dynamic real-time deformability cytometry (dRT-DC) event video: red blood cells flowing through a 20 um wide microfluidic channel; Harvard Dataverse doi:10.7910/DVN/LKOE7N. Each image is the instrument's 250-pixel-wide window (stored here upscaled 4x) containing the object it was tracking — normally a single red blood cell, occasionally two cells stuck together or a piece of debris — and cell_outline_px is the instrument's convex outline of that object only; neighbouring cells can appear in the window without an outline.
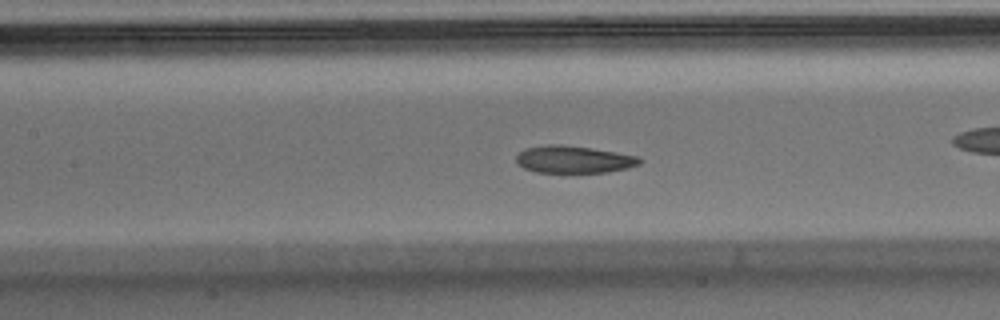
{"species": "Egyptian fruit bat (a non-hibernating species)", "species_latin": "Rousettus aegyptiacus", "temperature_condition": "warm", "stored_images_in_passage": 55, "camera_frame_rate_fps": 3000, "um_per_image_px": 0.085, "animal": {"sex": "male"}, "frame": {"image": 1, "passage_image": 24, "time_ms": 7.667, "image_size_px": [1000, 320], "cell_outline_px": [[640, 164], [628, 168], [608, 172], [536, 172], [524, 168], [516, 160], [516, 156], [524, 148], [548, 144], [564, 144], [592, 148], [616, 152], [636, 156], [640, 160]], "centroid_in_image_um": [48.75, 13.54], "position_along_channel_um": 158.7, "area_um2": 19.54}, "authors_computed_cell_mechanics": {"area_um2": 20.7502, "velocity_mm_per_s": 3.6954, "shape_relaxation_time_tau1_ms": 8.2639, "shape_relaxation_time_tau2_ms": 3.8001, "deformation_change_tau1": 0.1658, "deformation_change_tau2": 0.1087}}